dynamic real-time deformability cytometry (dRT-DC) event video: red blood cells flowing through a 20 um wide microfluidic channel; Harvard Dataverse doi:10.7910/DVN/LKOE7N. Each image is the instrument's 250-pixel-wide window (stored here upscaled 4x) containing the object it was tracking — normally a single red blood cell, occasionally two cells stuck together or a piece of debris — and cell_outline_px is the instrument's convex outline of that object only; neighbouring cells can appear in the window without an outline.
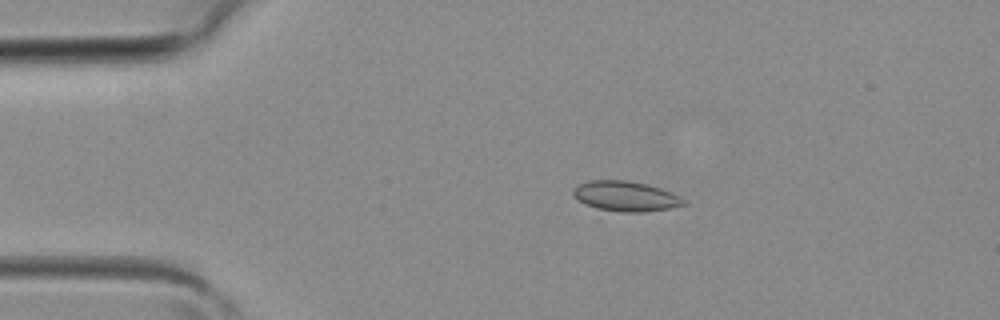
{"species": "common noctule bat (a hibernating species)", "species_latin": "Nyctalus noctula", "temperature_condition": "room temperature", "stored_images_in_passage": 3, "camera_frame_rate_fps": 3000, "um_per_image_px": 0.085, "animal": {"sex": "female", "body_mass_g": 19.3, "forearm_length_mm": 54.1}, "frame": {"image": 1, "passage_image": 2, "time_ms": 0.333, "image_size_px": [1000, 320], "cell_outline_px": [[688, 204], [672, 208], [644, 212], [620, 212], [596, 208], [584, 204], [572, 192], [572, 188], [588, 180], [628, 180], [648, 184], [672, 192], [688, 200]], "centroid_in_image_um": [53.24, 16.68], "position_along_channel_um": 31.8, "area_um2": 19.65}}